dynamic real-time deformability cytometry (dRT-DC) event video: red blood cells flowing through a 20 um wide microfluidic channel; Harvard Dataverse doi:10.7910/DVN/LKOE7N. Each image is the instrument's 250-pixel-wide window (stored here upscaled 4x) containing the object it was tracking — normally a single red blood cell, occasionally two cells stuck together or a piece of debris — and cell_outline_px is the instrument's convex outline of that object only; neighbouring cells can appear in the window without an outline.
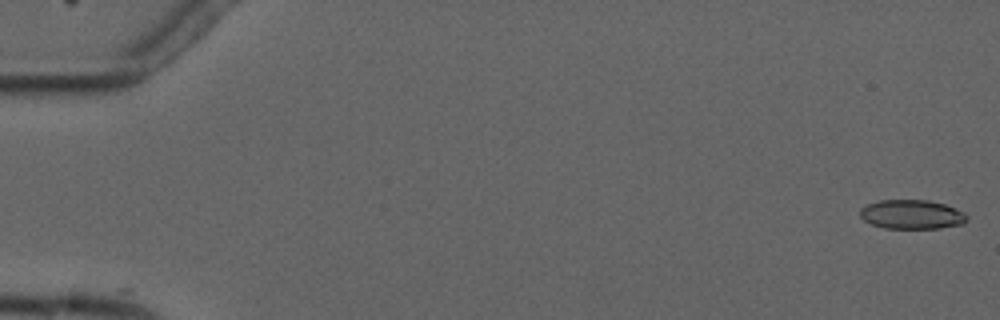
{"species": "common noctule bat (a hibernating species)", "species_latin": "Nyctalus noctula", "temperature_condition": "cold", "stored_images_in_passage": 4, "camera_frame_rate_fps": 3000, "um_per_image_px": 0.085, "animal": {"sex": "male", "forearm_length_mm": 52.5}, "frame": {"image": 1, "passage_image": 1, "time_ms": 0.0, "image_size_px": [1000, 320], "cell_outline_px": [[968, 220], [964, 224], [940, 228], [884, 228], [872, 224], [864, 220], [860, 216], [860, 208], [868, 204], [880, 200], [928, 200], [944, 204], [956, 208], [964, 212], [968, 216]], "centroid_in_image_um": [77.53, 18.23], "position_along_channel_um": 7.5, "area_um2": 18.26}}